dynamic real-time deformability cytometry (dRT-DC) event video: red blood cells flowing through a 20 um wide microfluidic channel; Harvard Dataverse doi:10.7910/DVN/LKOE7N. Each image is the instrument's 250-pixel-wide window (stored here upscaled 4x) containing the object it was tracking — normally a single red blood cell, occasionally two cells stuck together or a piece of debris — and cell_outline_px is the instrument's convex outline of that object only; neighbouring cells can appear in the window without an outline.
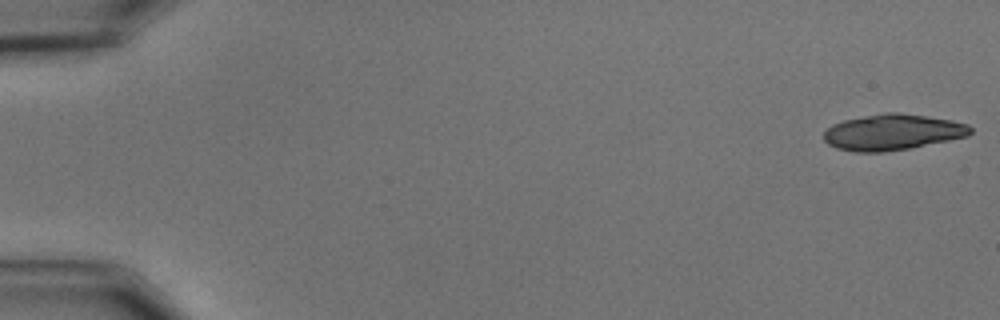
{"species": "common noctule bat (a hibernating species)", "species_latin": "Nyctalus noctula", "temperature_condition": "cold", "stored_images_in_passage": 56, "segment_of_instrument_passage": [1, 2], "camera_frame_rate_fps": 3000, "um_per_image_px": 0.085, "animal": {"sex": "male", "body_mass_g": 15.6}, "frame": {"image": 1, "passage_image": 1, "time_ms": 0.0, "image_size_px": [1000, 320], "cell_outline_px": [[972, 132], [968, 136], [912, 148], [884, 152], [856, 152], [836, 148], [828, 144], [824, 140], [824, 132], [832, 124], [844, 120], [884, 112], [896, 112], [952, 120], [968, 124], [972, 128]], "centroid_in_image_um": [75.87, 11.24], "position_along_channel_um": 9.1, "area_um2": 30.75}}